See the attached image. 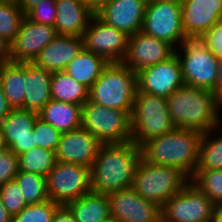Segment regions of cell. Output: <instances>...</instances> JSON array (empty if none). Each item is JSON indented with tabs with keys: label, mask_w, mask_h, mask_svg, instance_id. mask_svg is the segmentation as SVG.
<instances>
[{
	"label": "cell",
	"mask_w": 222,
	"mask_h": 222,
	"mask_svg": "<svg viewBox=\"0 0 222 222\" xmlns=\"http://www.w3.org/2000/svg\"><path fill=\"white\" fill-rule=\"evenodd\" d=\"M142 151L134 142L102 144L90 168L91 190L110 194L131 188Z\"/></svg>",
	"instance_id": "cell-1"
},
{
	"label": "cell",
	"mask_w": 222,
	"mask_h": 222,
	"mask_svg": "<svg viewBox=\"0 0 222 222\" xmlns=\"http://www.w3.org/2000/svg\"><path fill=\"white\" fill-rule=\"evenodd\" d=\"M167 104L176 128L200 133L219 128L221 101L211 91L183 85L167 97Z\"/></svg>",
	"instance_id": "cell-2"
},
{
	"label": "cell",
	"mask_w": 222,
	"mask_h": 222,
	"mask_svg": "<svg viewBox=\"0 0 222 222\" xmlns=\"http://www.w3.org/2000/svg\"><path fill=\"white\" fill-rule=\"evenodd\" d=\"M202 133L174 128L171 132L146 142L142 158L158 166H169L183 171L189 178L195 173Z\"/></svg>",
	"instance_id": "cell-3"
},
{
	"label": "cell",
	"mask_w": 222,
	"mask_h": 222,
	"mask_svg": "<svg viewBox=\"0 0 222 222\" xmlns=\"http://www.w3.org/2000/svg\"><path fill=\"white\" fill-rule=\"evenodd\" d=\"M137 73L122 62H110L89 89V100L108 108L132 111Z\"/></svg>",
	"instance_id": "cell-4"
},
{
	"label": "cell",
	"mask_w": 222,
	"mask_h": 222,
	"mask_svg": "<svg viewBox=\"0 0 222 222\" xmlns=\"http://www.w3.org/2000/svg\"><path fill=\"white\" fill-rule=\"evenodd\" d=\"M189 181L190 178L177 168L154 165L141 158L135 170L132 188L145 200L162 207Z\"/></svg>",
	"instance_id": "cell-5"
},
{
	"label": "cell",
	"mask_w": 222,
	"mask_h": 222,
	"mask_svg": "<svg viewBox=\"0 0 222 222\" xmlns=\"http://www.w3.org/2000/svg\"><path fill=\"white\" fill-rule=\"evenodd\" d=\"M167 98L137 91L131 112V141L140 148L149 140L171 132L175 126L170 119Z\"/></svg>",
	"instance_id": "cell-6"
},
{
	"label": "cell",
	"mask_w": 222,
	"mask_h": 222,
	"mask_svg": "<svg viewBox=\"0 0 222 222\" xmlns=\"http://www.w3.org/2000/svg\"><path fill=\"white\" fill-rule=\"evenodd\" d=\"M131 112L98 105L89 99L82 105L81 127L102 144L131 141Z\"/></svg>",
	"instance_id": "cell-7"
},
{
	"label": "cell",
	"mask_w": 222,
	"mask_h": 222,
	"mask_svg": "<svg viewBox=\"0 0 222 222\" xmlns=\"http://www.w3.org/2000/svg\"><path fill=\"white\" fill-rule=\"evenodd\" d=\"M181 64L184 85L213 92L218 75V58L200 38H187L175 51Z\"/></svg>",
	"instance_id": "cell-8"
},
{
	"label": "cell",
	"mask_w": 222,
	"mask_h": 222,
	"mask_svg": "<svg viewBox=\"0 0 222 222\" xmlns=\"http://www.w3.org/2000/svg\"><path fill=\"white\" fill-rule=\"evenodd\" d=\"M216 207L189 181L161 207V222H212Z\"/></svg>",
	"instance_id": "cell-9"
},
{
	"label": "cell",
	"mask_w": 222,
	"mask_h": 222,
	"mask_svg": "<svg viewBox=\"0 0 222 222\" xmlns=\"http://www.w3.org/2000/svg\"><path fill=\"white\" fill-rule=\"evenodd\" d=\"M46 183L49 199L59 205H67L92 191L90 168L78 164L56 161Z\"/></svg>",
	"instance_id": "cell-10"
},
{
	"label": "cell",
	"mask_w": 222,
	"mask_h": 222,
	"mask_svg": "<svg viewBox=\"0 0 222 222\" xmlns=\"http://www.w3.org/2000/svg\"><path fill=\"white\" fill-rule=\"evenodd\" d=\"M141 31L177 49L187 39L182 28L181 3L147 2Z\"/></svg>",
	"instance_id": "cell-11"
},
{
	"label": "cell",
	"mask_w": 222,
	"mask_h": 222,
	"mask_svg": "<svg viewBox=\"0 0 222 222\" xmlns=\"http://www.w3.org/2000/svg\"><path fill=\"white\" fill-rule=\"evenodd\" d=\"M82 38L86 50L104 57L109 63L122 62L127 52L129 36L104 23L95 14L91 17Z\"/></svg>",
	"instance_id": "cell-12"
},
{
	"label": "cell",
	"mask_w": 222,
	"mask_h": 222,
	"mask_svg": "<svg viewBox=\"0 0 222 222\" xmlns=\"http://www.w3.org/2000/svg\"><path fill=\"white\" fill-rule=\"evenodd\" d=\"M137 85L140 93L169 97L184 85L181 64L177 55L138 71Z\"/></svg>",
	"instance_id": "cell-13"
},
{
	"label": "cell",
	"mask_w": 222,
	"mask_h": 222,
	"mask_svg": "<svg viewBox=\"0 0 222 222\" xmlns=\"http://www.w3.org/2000/svg\"><path fill=\"white\" fill-rule=\"evenodd\" d=\"M175 51L169 43L139 31L129 36L122 63L137 73L145 67L167 61L175 55Z\"/></svg>",
	"instance_id": "cell-14"
},
{
	"label": "cell",
	"mask_w": 222,
	"mask_h": 222,
	"mask_svg": "<svg viewBox=\"0 0 222 222\" xmlns=\"http://www.w3.org/2000/svg\"><path fill=\"white\" fill-rule=\"evenodd\" d=\"M56 36L54 26L36 23L24 16L19 32L11 43V61L33 62Z\"/></svg>",
	"instance_id": "cell-15"
},
{
	"label": "cell",
	"mask_w": 222,
	"mask_h": 222,
	"mask_svg": "<svg viewBox=\"0 0 222 222\" xmlns=\"http://www.w3.org/2000/svg\"><path fill=\"white\" fill-rule=\"evenodd\" d=\"M111 215L120 222H161V207L128 188L108 194Z\"/></svg>",
	"instance_id": "cell-16"
},
{
	"label": "cell",
	"mask_w": 222,
	"mask_h": 222,
	"mask_svg": "<svg viewBox=\"0 0 222 222\" xmlns=\"http://www.w3.org/2000/svg\"><path fill=\"white\" fill-rule=\"evenodd\" d=\"M102 143L82 127L61 133L56 161L78 164L91 168Z\"/></svg>",
	"instance_id": "cell-17"
},
{
	"label": "cell",
	"mask_w": 222,
	"mask_h": 222,
	"mask_svg": "<svg viewBox=\"0 0 222 222\" xmlns=\"http://www.w3.org/2000/svg\"><path fill=\"white\" fill-rule=\"evenodd\" d=\"M38 113L26 109H12L0 124V135L17 156L36 147L33 127Z\"/></svg>",
	"instance_id": "cell-18"
},
{
	"label": "cell",
	"mask_w": 222,
	"mask_h": 222,
	"mask_svg": "<svg viewBox=\"0 0 222 222\" xmlns=\"http://www.w3.org/2000/svg\"><path fill=\"white\" fill-rule=\"evenodd\" d=\"M182 28L187 38H201L222 19V0H182Z\"/></svg>",
	"instance_id": "cell-19"
},
{
	"label": "cell",
	"mask_w": 222,
	"mask_h": 222,
	"mask_svg": "<svg viewBox=\"0 0 222 222\" xmlns=\"http://www.w3.org/2000/svg\"><path fill=\"white\" fill-rule=\"evenodd\" d=\"M147 0H112L95 12L109 26L128 36L141 31Z\"/></svg>",
	"instance_id": "cell-20"
},
{
	"label": "cell",
	"mask_w": 222,
	"mask_h": 222,
	"mask_svg": "<svg viewBox=\"0 0 222 222\" xmlns=\"http://www.w3.org/2000/svg\"><path fill=\"white\" fill-rule=\"evenodd\" d=\"M83 47L82 37L57 35L43 48L33 63L51 73L64 71Z\"/></svg>",
	"instance_id": "cell-21"
},
{
	"label": "cell",
	"mask_w": 222,
	"mask_h": 222,
	"mask_svg": "<svg viewBox=\"0 0 222 222\" xmlns=\"http://www.w3.org/2000/svg\"><path fill=\"white\" fill-rule=\"evenodd\" d=\"M57 16L54 27L57 35L82 37L95 14L84 0H56Z\"/></svg>",
	"instance_id": "cell-22"
},
{
	"label": "cell",
	"mask_w": 222,
	"mask_h": 222,
	"mask_svg": "<svg viewBox=\"0 0 222 222\" xmlns=\"http://www.w3.org/2000/svg\"><path fill=\"white\" fill-rule=\"evenodd\" d=\"M51 75V72L33 62H24L23 109L38 113L52 99Z\"/></svg>",
	"instance_id": "cell-23"
},
{
	"label": "cell",
	"mask_w": 222,
	"mask_h": 222,
	"mask_svg": "<svg viewBox=\"0 0 222 222\" xmlns=\"http://www.w3.org/2000/svg\"><path fill=\"white\" fill-rule=\"evenodd\" d=\"M82 106L51 99L39 112L38 117L60 133L81 127Z\"/></svg>",
	"instance_id": "cell-24"
},
{
	"label": "cell",
	"mask_w": 222,
	"mask_h": 222,
	"mask_svg": "<svg viewBox=\"0 0 222 222\" xmlns=\"http://www.w3.org/2000/svg\"><path fill=\"white\" fill-rule=\"evenodd\" d=\"M108 64L109 62L104 57L83 47L79 54L67 65L64 72L90 89Z\"/></svg>",
	"instance_id": "cell-25"
},
{
	"label": "cell",
	"mask_w": 222,
	"mask_h": 222,
	"mask_svg": "<svg viewBox=\"0 0 222 222\" xmlns=\"http://www.w3.org/2000/svg\"><path fill=\"white\" fill-rule=\"evenodd\" d=\"M76 222H101L111 215L108 195L91 191L67 204Z\"/></svg>",
	"instance_id": "cell-26"
},
{
	"label": "cell",
	"mask_w": 222,
	"mask_h": 222,
	"mask_svg": "<svg viewBox=\"0 0 222 222\" xmlns=\"http://www.w3.org/2000/svg\"><path fill=\"white\" fill-rule=\"evenodd\" d=\"M0 87L12 109H23L24 63L9 62L0 67Z\"/></svg>",
	"instance_id": "cell-27"
},
{
	"label": "cell",
	"mask_w": 222,
	"mask_h": 222,
	"mask_svg": "<svg viewBox=\"0 0 222 222\" xmlns=\"http://www.w3.org/2000/svg\"><path fill=\"white\" fill-rule=\"evenodd\" d=\"M51 97L56 101L82 106L89 99V89L64 71L53 72L51 75Z\"/></svg>",
	"instance_id": "cell-28"
},
{
	"label": "cell",
	"mask_w": 222,
	"mask_h": 222,
	"mask_svg": "<svg viewBox=\"0 0 222 222\" xmlns=\"http://www.w3.org/2000/svg\"><path fill=\"white\" fill-rule=\"evenodd\" d=\"M222 169V129L202 133L195 170Z\"/></svg>",
	"instance_id": "cell-29"
},
{
	"label": "cell",
	"mask_w": 222,
	"mask_h": 222,
	"mask_svg": "<svg viewBox=\"0 0 222 222\" xmlns=\"http://www.w3.org/2000/svg\"><path fill=\"white\" fill-rule=\"evenodd\" d=\"M56 163L55 152L34 147L18 155L19 171L47 176Z\"/></svg>",
	"instance_id": "cell-30"
},
{
	"label": "cell",
	"mask_w": 222,
	"mask_h": 222,
	"mask_svg": "<svg viewBox=\"0 0 222 222\" xmlns=\"http://www.w3.org/2000/svg\"><path fill=\"white\" fill-rule=\"evenodd\" d=\"M15 180L21 188L27 205L38 204L49 199L45 176L18 171Z\"/></svg>",
	"instance_id": "cell-31"
},
{
	"label": "cell",
	"mask_w": 222,
	"mask_h": 222,
	"mask_svg": "<svg viewBox=\"0 0 222 222\" xmlns=\"http://www.w3.org/2000/svg\"><path fill=\"white\" fill-rule=\"evenodd\" d=\"M190 181L217 207L222 203V169L195 170Z\"/></svg>",
	"instance_id": "cell-32"
},
{
	"label": "cell",
	"mask_w": 222,
	"mask_h": 222,
	"mask_svg": "<svg viewBox=\"0 0 222 222\" xmlns=\"http://www.w3.org/2000/svg\"><path fill=\"white\" fill-rule=\"evenodd\" d=\"M24 16L17 2H0V37L11 44Z\"/></svg>",
	"instance_id": "cell-33"
},
{
	"label": "cell",
	"mask_w": 222,
	"mask_h": 222,
	"mask_svg": "<svg viewBox=\"0 0 222 222\" xmlns=\"http://www.w3.org/2000/svg\"><path fill=\"white\" fill-rule=\"evenodd\" d=\"M60 205L48 199L38 204H30L13 216L12 222H52Z\"/></svg>",
	"instance_id": "cell-34"
},
{
	"label": "cell",
	"mask_w": 222,
	"mask_h": 222,
	"mask_svg": "<svg viewBox=\"0 0 222 222\" xmlns=\"http://www.w3.org/2000/svg\"><path fill=\"white\" fill-rule=\"evenodd\" d=\"M0 198L12 216L27 206L21 188L15 179L6 182L0 187Z\"/></svg>",
	"instance_id": "cell-35"
},
{
	"label": "cell",
	"mask_w": 222,
	"mask_h": 222,
	"mask_svg": "<svg viewBox=\"0 0 222 222\" xmlns=\"http://www.w3.org/2000/svg\"><path fill=\"white\" fill-rule=\"evenodd\" d=\"M33 133L37 147L56 151L61 136V133L56 128L37 117Z\"/></svg>",
	"instance_id": "cell-36"
},
{
	"label": "cell",
	"mask_w": 222,
	"mask_h": 222,
	"mask_svg": "<svg viewBox=\"0 0 222 222\" xmlns=\"http://www.w3.org/2000/svg\"><path fill=\"white\" fill-rule=\"evenodd\" d=\"M55 1L56 0L41 1L38 6L32 9L26 16L36 23L54 26L57 16Z\"/></svg>",
	"instance_id": "cell-37"
},
{
	"label": "cell",
	"mask_w": 222,
	"mask_h": 222,
	"mask_svg": "<svg viewBox=\"0 0 222 222\" xmlns=\"http://www.w3.org/2000/svg\"><path fill=\"white\" fill-rule=\"evenodd\" d=\"M19 171L18 156L10 149L0 154V187L14 180Z\"/></svg>",
	"instance_id": "cell-38"
},
{
	"label": "cell",
	"mask_w": 222,
	"mask_h": 222,
	"mask_svg": "<svg viewBox=\"0 0 222 222\" xmlns=\"http://www.w3.org/2000/svg\"><path fill=\"white\" fill-rule=\"evenodd\" d=\"M217 57H222V19L200 38Z\"/></svg>",
	"instance_id": "cell-39"
},
{
	"label": "cell",
	"mask_w": 222,
	"mask_h": 222,
	"mask_svg": "<svg viewBox=\"0 0 222 222\" xmlns=\"http://www.w3.org/2000/svg\"><path fill=\"white\" fill-rule=\"evenodd\" d=\"M52 222H76V220L67 205H60L54 213Z\"/></svg>",
	"instance_id": "cell-40"
},
{
	"label": "cell",
	"mask_w": 222,
	"mask_h": 222,
	"mask_svg": "<svg viewBox=\"0 0 222 222\" xmlns=\"http://www.w3.org/2000/svg\"><path fill=\"white\" fill-rule=\"evenodd\" d=\"M11 62V44L0 37V67Z\"/></svg>",
	"instance_id": "cell-41"
},
{
	"label": "cell",
	"mask_w": 222,
	"mask_h": 222,
	"mask_svg": "<svg viewBox=\"0 0 222 222\" xmlns=\"http://www.w3.org/2000/svg\"><path fill=\"white\" fill-rule=\"evenodd\" d=\"M11 110L12 108L10 107L2 88L0 87V124L3 119L11 112Z\"/></svg>",
	"instance_id": "cell-42"
},
{
	"label": "cell",
	"mask_w": 222,
	"mask_h": 222,
	"mask_svg": "<svg viewBox=\"0 0 222 222\" xmlns=\"http://www.w3.org/2000/svg\"><path fill=\"white\" fill-rule=\"evenodd\" d=\"M213 93L222 102V57L218 58V75Z\"/></svg>",
	"instance_id": "cell-43"
},
{
	"label": "cell",
	"mask_w": 222,
	"mask_h": 222,
	"mask_svg": "<svg viewBox=\"0 0 222 222\" xmlns=\"http://www.w3.org/2000/svg\"><path fill=\"white\" fill-rule=\"evenodd\" d=\"M43 0H18L20 9L26 16L32 9H34Z\"/></svg>",
	"instance_id": "cell-44"
},
{
	"label": "cell",
	"mask_w": 222,
	"mask_h": 222,
	"mask_svg": "<svg viewBox=\"0 0 222 222\" xmlns=\"http://www.w3.org/2000/svg\"><path fill=\"white\" fill-rule=\"evenodd\" d=\"M90 7V9L95 13L99 10L102 6L107 4L112 0H84Z\"/></svg>",
	"instance_id": "cell-45"
},
{
	"label": "cell",
	"mask_w": 222,
	"mask_h": 222,
	"mask_svg": "<svg viewBox=\"0 0 222 222\" xmlns=\"http://www.w3.org/2000/svg\"><path fill=\"white\" fill-rule=\"evenodd\" d=\"M13 216L8 212L0 198V222H12Z\"/></svg>",
	"instance_id": "cell-46"
},
{
	"label": "cell",
	"mask_w": 222,
	"mask_h": 222,
	"mask_svg": "<svg viewBox=\"0 0 222 222\" xmlns=\"http://www.w3.org/2000/svg\"><path fill=\"white\" fill-rule=\"evenodd\" d=\"M212 222H222V209L218 206L216 207L214 218Z\"/></svg>",
	"instance_id": "cell-47"
},
{
	"label": "cell",
	"mask_w": 222,
	"mask_h": 222,
	"mask_svg": "<svg viewBox=\"0 0 222 222\" xmlns=\"http://www.w3.org/2000/svg\"><path fill=\"white\" fill-rule=\"evenodd\" d=\"M8 148L6 146V143L4 142V140L1 138L0 135V154H2L4 151H6Z\"/></svg>",
	"instance_id": "cell-48"
},
{
	"label": "cell",
	"mask_w": 222,
	"mask_h": 222,
	"mask_svg": "<svg viewBox=\"0 0 222 222\" xmlns=\"http://www.w3.org/2000/svg\"><path fill=\"white\" fill-rule=\"evenodd\" d=\"M101 222H120V221L116 219L115 217H113L112 215H110L109 217L105 218Z\"/></svg>",
	"instance_id": "cell-49"
},
{
	"label": "cell",
	"mask_w": 222,
	"mask_h": 222,
	"mask_svg": "<svg viewBox=\"0 0 222 222\" xmlns=\"http://www.w3.org/2000/svg\"><path fill=\"white\" fill-rule=\"evenodd\" d=\"M147 2H179L181 3L182 0H147Z\"/></svg>",
	"instance_id": "cell-50"
},
{
	"label": "cell",
	"mask_w": 222,
	"mask_h": 222,
	"mask_svg": "<svg viewBox=\"0 0 222 222\" xmlns=\"http://www.w3.org/2000/svg\"><path fill=\"white\" fill-rule=\"evenodd\" d=\"M222 109V102H221V108ZM219 128L222 129V114H220V124H219Z\"/></svg>",
	"instance_id": "cell-51"
},
{
	"label": "cell",
	"mask_w": 222,
	"mask_h": 222,
	"mask_svg": "<svg viewBox=\"0 0 222 222\" xmlns=\"http://www.w3.org/2000/svg\"><path fill=\"white\" fill-rule=\"evenodd\" d=\"M0 2H18V0H0Z\"/></svg>",
	"instance_id": "cell-52"
}]
</instances>
